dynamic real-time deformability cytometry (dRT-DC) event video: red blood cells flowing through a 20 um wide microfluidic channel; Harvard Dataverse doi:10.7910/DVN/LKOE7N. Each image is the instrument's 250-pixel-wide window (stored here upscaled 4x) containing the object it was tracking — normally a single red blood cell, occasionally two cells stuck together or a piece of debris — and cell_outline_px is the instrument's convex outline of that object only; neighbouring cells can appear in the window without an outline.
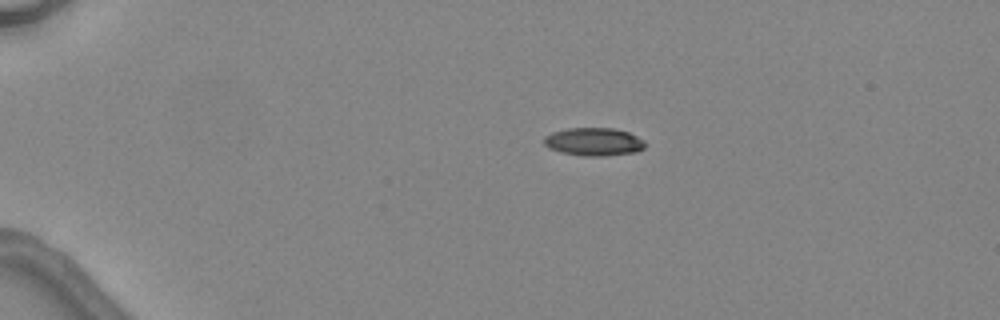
{"species": "common noctule bat (a hibernating species)", "species_latin": "Nyctalus noctula", "temperature_condition": "warm", "stored_images_in_passage": 6, "camera_frame_rate_fps": 3000, "um_per_image_px": 0.085, "animal": {"sex": "female", "body_mass_g": 24.6, "forearm_length_mm": 56.2}, "frame": {"image": 1, "passage_image": 1, "time_ms": 0.0, "image_size_px": [1000, 320], "cell_outline_px": [[644, 148], [636, 152], [604, 156], [584, 156], [560, 152], [548, 148], [544, 144], [544, 136], [552, 132], [568, 128], [612, 128], [628, 132], [644, 140]], "centroid_in_image_um": [50.45, 12.05], "position_along_channel_um": 34.6, "area_um2": 16.53}}
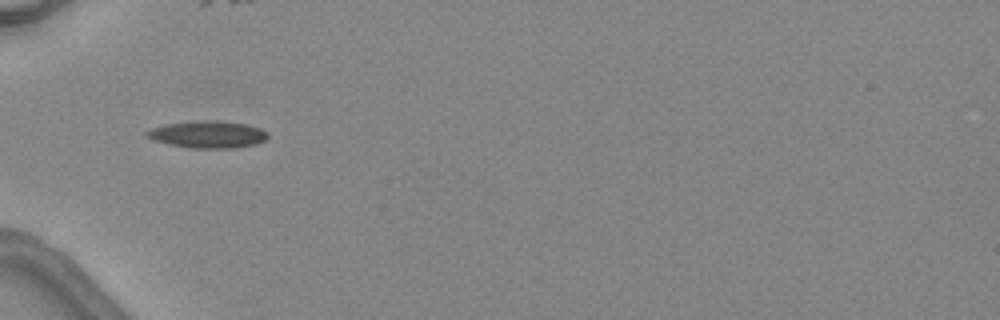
{"frame": {"image": 2, "passage_image": 3, "time_ms": 2.333, "image_size_px": [1000, 320], "cell_outline_px": [[268, 136], [264, 140], [256, 144], [232, 148], [192, 148], [168, 144], [144, 136], [144, 132], [148, 128], [164, 124], [200, 120], [208, 120], [244, 124], [260, 128], [268, 132]], "centroid_in_image_um": [17.6, 11.42], "position_along_channel_um": 67.4, "area_um2": 19.07}}